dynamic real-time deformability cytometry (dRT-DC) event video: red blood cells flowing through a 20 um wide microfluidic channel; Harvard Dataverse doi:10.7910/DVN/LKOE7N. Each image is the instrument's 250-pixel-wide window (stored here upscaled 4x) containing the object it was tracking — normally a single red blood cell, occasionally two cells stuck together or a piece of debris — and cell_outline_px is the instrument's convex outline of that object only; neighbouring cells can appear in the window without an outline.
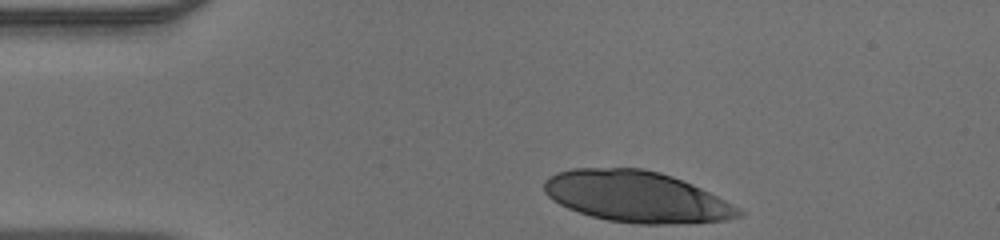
{"species": "human", "species_latin": "Homo sapiens", "temperature_condition": "warm", "stored_images_in_passage": 31, "camera_frame_rate_fps": 3000, "um_per_image_px": 0.085, "donor": {"sex": "male"}, "frame": {"image": 1, "passage_image": 1, "time_ms": 0.0, "image_size_px": [1000, 240], "cell_outline_px": [[744, 216], [728, 220], [676, 224], [640, 224], [608, 220], [592, 216], [568, 208], [552, 200], [544, 192], [544, 180], [548, 176], [556, 172], [572, 168], [644, 168], [660, 172], [672, 176], [692, 184], [740, 208], [744, 212]], "centroid_in_image_um": [54.1, 16.72], "position_along_channel_um": 30.9, "area_um2": 58.03}}